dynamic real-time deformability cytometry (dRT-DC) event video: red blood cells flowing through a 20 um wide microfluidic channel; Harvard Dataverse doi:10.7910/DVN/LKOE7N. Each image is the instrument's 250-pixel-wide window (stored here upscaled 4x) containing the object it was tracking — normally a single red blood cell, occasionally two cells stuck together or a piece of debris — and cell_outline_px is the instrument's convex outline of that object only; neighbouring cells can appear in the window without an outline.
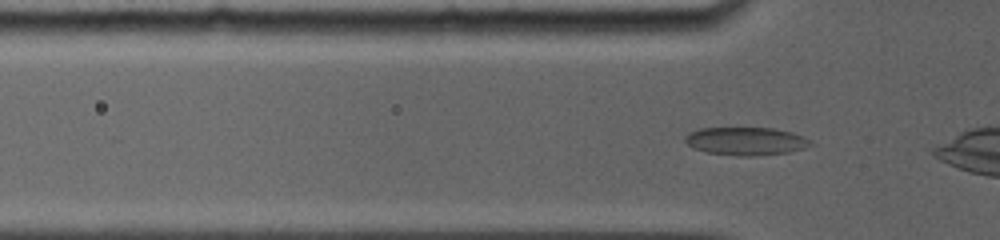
{"species": "common noctule bat (a hibernating species)", "species_latin": "Nyctalus noctula", "temperature_condition": "room temperature", "stored_images_in_passage": 59, "camera_frame_rate_fps": 5000, "um_per_image_px": 0.085, "animal": {"sex": "female", "body_mass_g": 19.0, "forearm_length_mm": 56.7}, "frame": {"image": 1, "passage_image": 5, "time_ms": 0.8, "image_size_px": [1000, 240], "cell_outline_px": [[816, 144], [804, 148], [788, 152], [748, 156], [740, 156], [708, 152], [692, 148], [684, 140], [684, 136], [688, 132], [700, 128], [772, 128], [792, 132], [804, 136], [812, 140]], "centroid_in_image_um": [63.42, 11.99], "position_along_channel_um": 62.4, "area_um2": 20.58}}
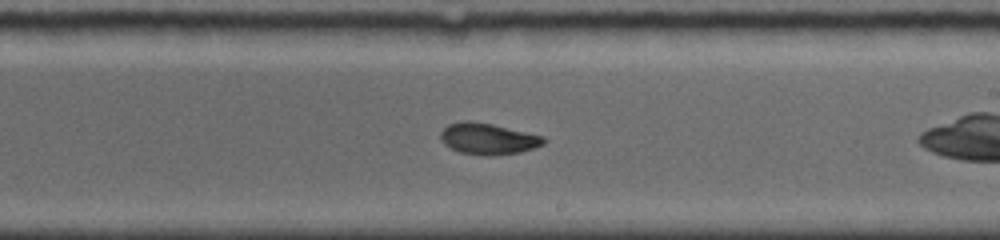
{"frame": {"image": 2, "passage_image": 29, "time_ms": 5.6, "image_size_px": [1000, 240], "cell_outline_px": [[548, 140], [544, 144], [520, 152], [488, 156], [460, 152], [444, 144], [440, 136], [440, 132], [448, 124], [464, 120], [468, 120], [492, 124], [544, 136]], "centroid_in_image_um": [41.49, 11.79], "position_along_channel_um": 247.5, "area_um2": 18.73}}
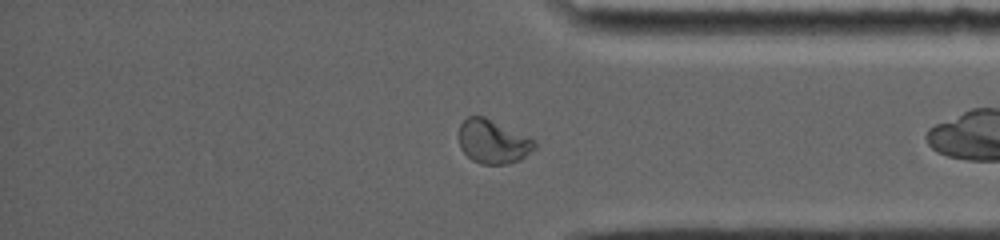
{"frame": {"image": 3, "passage_image": 48, "time_ms": 9.4, "image_size_px": [1000, 240], "cell_outline_px": [[536, 148], [520, 160], [508, 164], [484, 164], [472, 160], [460, 148], [460, 124], [468, 116], [484, 116], [532, 140], [536, 144]], "centroid_in_image_um": [41.87, 12.06], "position_along_channel_um": 393.3, "area_um2": 18.84}}